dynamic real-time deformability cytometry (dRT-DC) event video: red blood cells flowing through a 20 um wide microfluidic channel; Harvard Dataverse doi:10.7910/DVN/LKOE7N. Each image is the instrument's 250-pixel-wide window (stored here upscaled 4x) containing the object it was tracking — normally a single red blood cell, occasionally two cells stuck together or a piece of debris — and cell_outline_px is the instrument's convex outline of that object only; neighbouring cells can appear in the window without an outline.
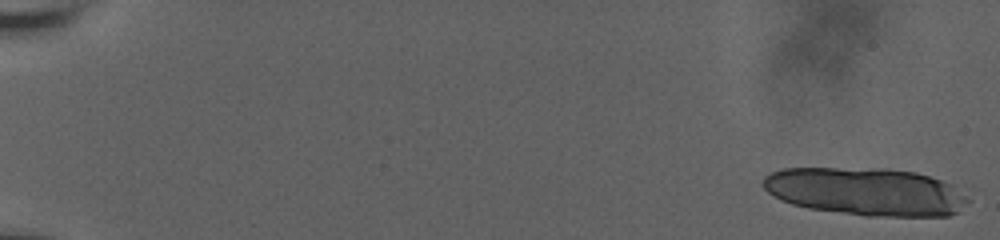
{"species": "human", "species_latin": "Homo sapiens", "temperature_condition": "room temperature", "stored_images_in_passage": 21, "camera_frame_rate_fps": 3000, "um_per_image_px": 0.085, "donor": {"sex": "male"}, "frame": {"image": 1, "passage_image": 1, "time_ms": 0.0, "image_size_px": [1000, 240], "cell_outline_px": [[976, 188], [972, 200], [960, 212], [948, 216], [864, 216], [808, 208], [792, 204], [780, 200], [772, 196], [764, 188], [764, 176], [768, 172], [780, 168], [888, 168], [916, 172]], "centroid_in_image_um": [73.83, 16.28], "position_along_channel_um": 11.2, "area_um2": 59.48}}